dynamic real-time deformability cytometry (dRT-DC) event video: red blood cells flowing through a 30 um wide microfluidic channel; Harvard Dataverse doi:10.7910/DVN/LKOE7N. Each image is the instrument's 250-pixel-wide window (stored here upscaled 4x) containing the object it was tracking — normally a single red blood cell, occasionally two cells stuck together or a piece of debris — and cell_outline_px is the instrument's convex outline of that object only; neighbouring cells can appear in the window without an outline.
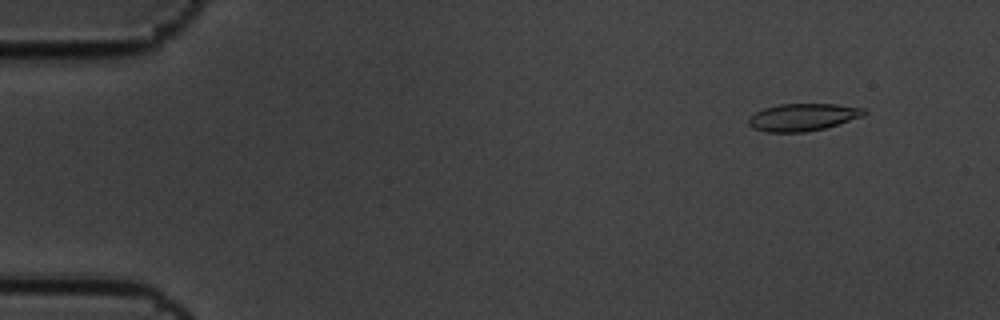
{"species": "common noctule bat (a hibernating species)", "species_latin": "Nyctalus noctula", "temperature_condition": "cold", "stored_images_in_passage": 9, "camera_frame_rate_fps": 3000, "um_per_image_px": 0.085, "animal": {"sex": "male", "body_mass_g": 19.5, "forearm_length_mm": 54.6}, "frame": {"image": 1, "passage_image": 2, "time_ms": 0.333, "image_size_px": [1000, 320], "cell_outline_px": [[868, 112], [864, 116], [824, 128], [804, 132], [768, 132], [752, 128], [748, 124], [748, 120], [756, 112], [764, 108], [780, 104], [836, 104], [864, 108]], "centroid_in_image_um": [68.26, 9.95], "position_along_channel_um": 16.7, "area_um2": 18.32}}
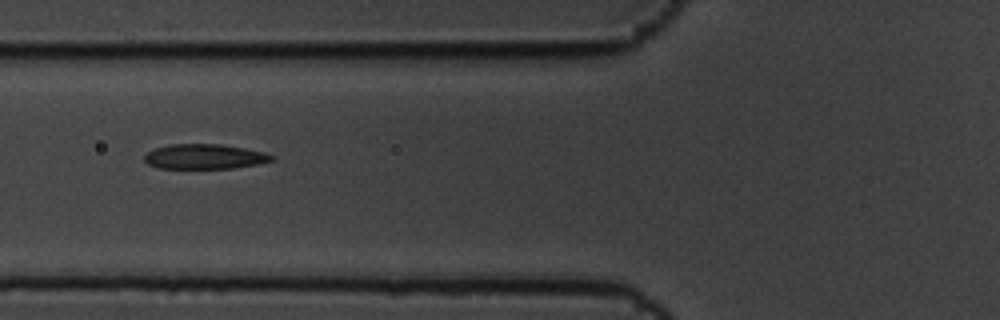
{"frame": {"image": 2, "passage_image": 7, "time_ms": 2.0, "image_size_px": [1000, 320], "cell_outline_px": [[276, 156], [272, 160], [256, 164], [232, 168], [160, 168], [148, 164], [144, 160], [144, 156], [148, 152], [156, 148], [168, 144], [220, 144], [244, 148], [264, 152]], "centroid_in_image_um": [17.38, 13.3], "position_along_channel_um": 108.4, "area_um2": 18.32}}
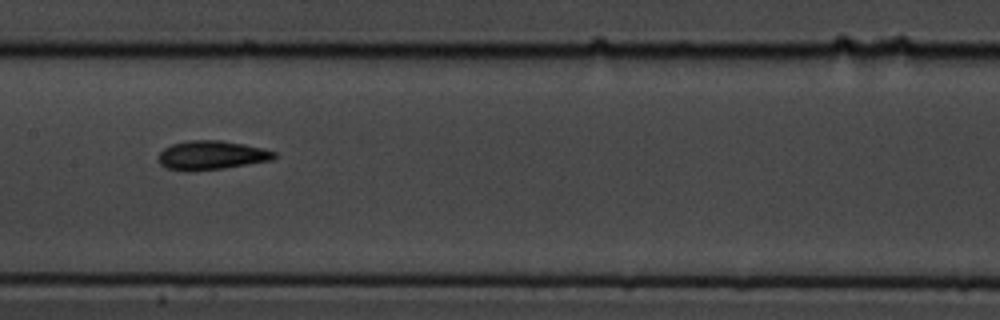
{"frame": {"image": 3, "passage_image": 9, "time_ms": 2.667, "image_size_px": [1000, 320], "cell_outline_px": [[276, 156], [272, 160], [224, 168], [188, 172], [164, 168], [160, 164], [160, 152], [164, 148], [172, 144], [188, 140], [220, 140], [244, 144], [264, 148], [276, 152]], "centroid_in_image_um": [17.97, 13.2], "position_along_channel_um": 189.4, "area_um2": 19.65}}